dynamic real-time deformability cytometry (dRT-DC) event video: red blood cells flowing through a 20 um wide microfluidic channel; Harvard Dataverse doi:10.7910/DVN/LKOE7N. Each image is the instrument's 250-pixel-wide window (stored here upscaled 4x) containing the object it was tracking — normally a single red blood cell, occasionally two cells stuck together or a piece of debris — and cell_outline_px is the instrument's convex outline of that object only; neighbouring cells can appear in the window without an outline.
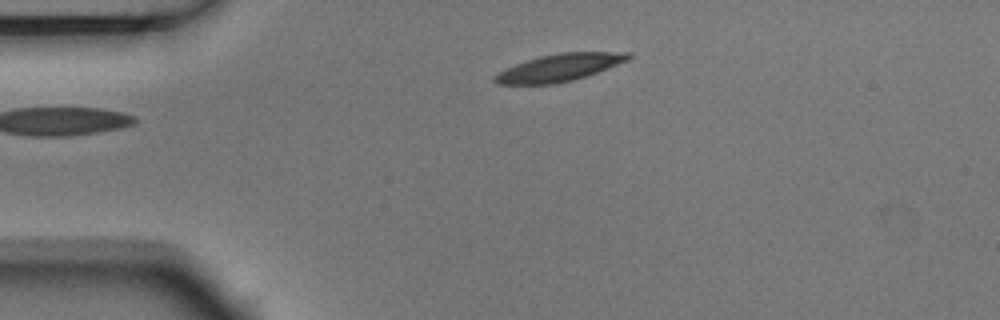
{"species": "Egyptian fruit bat (a non-hibernating species)", "species_latin": "Rousettus aegyptiacus", "temperature_condition": "room temperature", "stored_images_in_passage": 2, "camera_frame_rate_fps": 3000, "um_per_image_px": 0.085, "animal": {"sex": "male"}, "frame": {"image": 1, "passage_image": 1, "time_ms": 0.0, "image_size_px": [1000, 320], "cell_outline_px": [[632, 56], [628, 60], [596, 72], [572, 80], [556, 84], [496, 84], [492, 80], [492, 76], [496, 72], [516, 64], [540, 56], [560, 52], [632, 52]], "centroid_in_image_um": [47.5, 5.75], "position_along_channel_um": 37.5, "area_um2": 21.15}}